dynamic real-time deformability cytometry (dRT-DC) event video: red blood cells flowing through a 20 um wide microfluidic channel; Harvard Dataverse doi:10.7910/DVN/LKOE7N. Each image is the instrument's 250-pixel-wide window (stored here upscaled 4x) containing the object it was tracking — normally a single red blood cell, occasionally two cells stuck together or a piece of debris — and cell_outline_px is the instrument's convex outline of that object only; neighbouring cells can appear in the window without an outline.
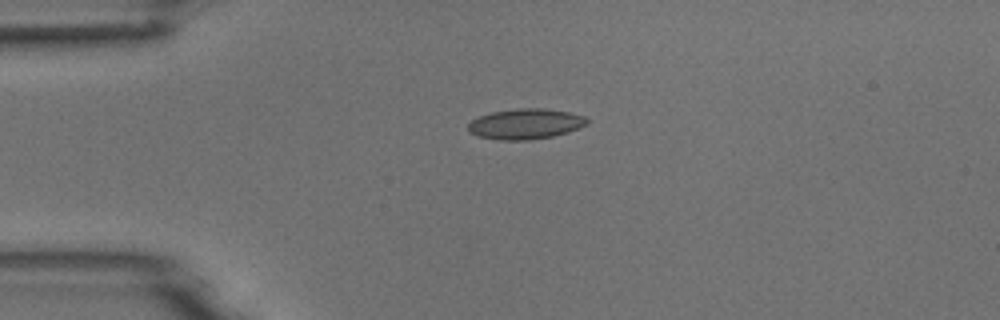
{"species": "common noctule bat (a hibernating species)", "species_latin": "Nyctalus noctula", "temperature_condition": "room temperature", "stored_images_in_passage": 10, "camera_frame_rate_fps": 3000, "um_per_image_px": 0.085, "animal": {"sex": "male", "body_mass_g": 18.8}, "frame": {"image": 1, "passage_image": 4, "time_ms": 1.0, "image_size_px": [1000, 320], "cell_outline_px": [[588, 124], [580, 128], [568, 132], [552, 136], [528, 140], [500, 140], [476, 136], [468, 132], [468, 124], [472, 120], [480, 116], [492, 112], [516, 108], [544, 108], [568, 112], [584, 116], [588, 120]], "centroid_in_image_um": [44.66, 10.53], "position_along_channel_um": 40.3, "area_um2": 21.15}}
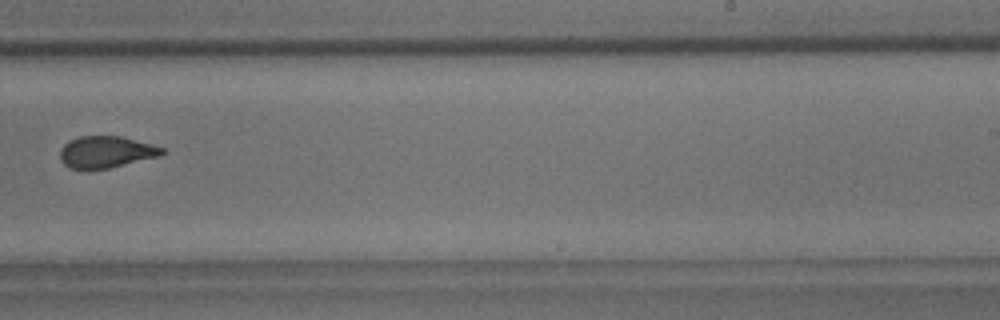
{"frame": {"image": 2, "passage_image": 10, "time_ms": 3.0, "image_size_px": [1000, 320], "cell_outline_px": [[168, 152], [160, 156], [108, 168], [68, 168], [60, 160], [60, 148], [68, 140], [80, 136], [120, 136], [152, 144], [164, 148]], "centroid_in_image_um": [9.02, 12.9], "position_along_channel_um": 280.0, "area_um2": 18.84}}